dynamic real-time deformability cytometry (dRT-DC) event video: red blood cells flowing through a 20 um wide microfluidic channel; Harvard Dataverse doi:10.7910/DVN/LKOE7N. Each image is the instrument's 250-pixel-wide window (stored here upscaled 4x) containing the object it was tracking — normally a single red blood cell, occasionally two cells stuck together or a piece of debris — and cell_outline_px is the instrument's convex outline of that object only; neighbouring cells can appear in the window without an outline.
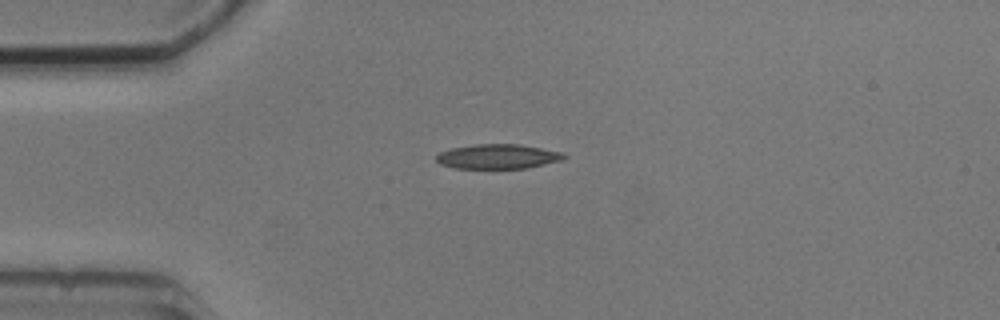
{"species": "common noctule bat (a hibernating species)", "species_latin": "Nyctalus noctula", "temperature_condition": "cold", "stored_images_in_passage": 5, "camera_frame_rate_fps": 3000, "um_per_image_px": 0.085, "animal": {"sex": "male", "body_mass_g": 20.5, "forearm_length_mm": 52.5}, "frame": {"image": 1, "passage_image": 1, "time_ms": 0.0, "image_size_px": [1000, 320], "cell_outline_px": [[568, 156], [560, 160], [528, 168], [456, 168], [440, 164], [436, 160], [436, 156], [440, 152], [452, 148], [472, 144], [520, 144], [564, 152]], "centroid_in_image_um": [42.33, 13.29], "position_along_channel_um": 42.7, "area_um2": 18.32}}
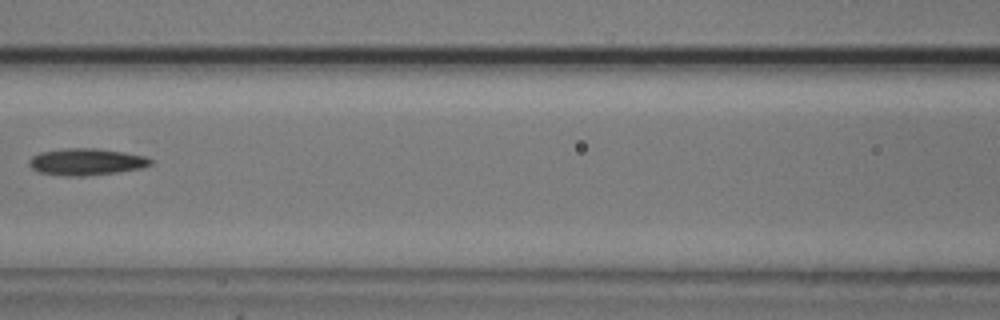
{"frame": {"image": 2, "passage_image": 4, "time_ms": 3.667, "image_size_px": [1000, 320], "cell_outline_px": [[152, 164], [140, 168], [116, 172], [84, 176], [64, 176], [36, 172], [28, 164], [28, 160], [32, 156], [40, 152], [64, 148], [96, 148], [124, 152], [144, 156], [152, 160]], "centroid_in_image_um": [7.28, 13.75], "position_along_channel_um": 159.3, "area_um2": 19.02}}